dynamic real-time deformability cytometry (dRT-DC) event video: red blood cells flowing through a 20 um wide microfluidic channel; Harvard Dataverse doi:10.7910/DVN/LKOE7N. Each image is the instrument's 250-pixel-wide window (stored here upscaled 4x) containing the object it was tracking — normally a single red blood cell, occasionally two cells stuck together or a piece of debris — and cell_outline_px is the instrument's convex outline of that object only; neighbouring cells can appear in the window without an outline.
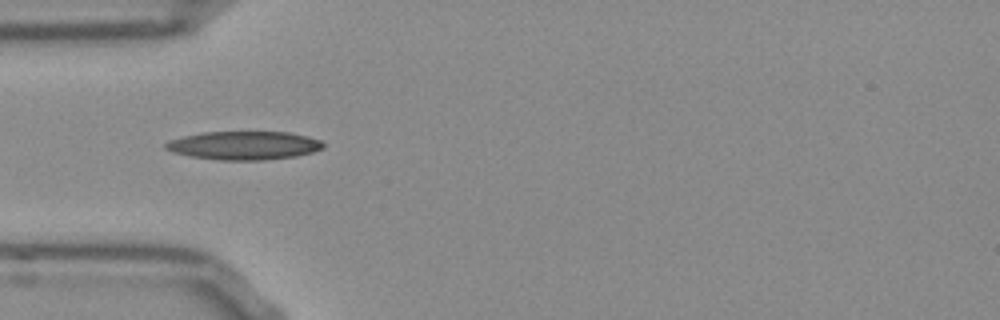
{"species": "Egyptian fruit bat (a non-hibernating species)", "species_latin": "Rousettus aegyptiacus", "temperature_condition": "room temperature", "stored_images_in_passage": 14, "camera_frame_rate_fps": 3000, "um_per_image_px": 0.085, "frame": {"image": 1, "passage_image": 5, "time_ms": 1.333, "image_size_px": [1000, 320], "cell_outline_px": [[324, 148], [312, 152], [296, 156], [264, 160], [220, 160], [192, 156], [172, 152], [164, 148], [164, 144], [168, 140], [184, 136], [204, 132], [288, 132], [308, 136], [320, 140], [324, 144]], "centroid_in_image_um": [20.74, 12.36], "position_along_channel_um": 64.3, "area_um2": 26.13}}
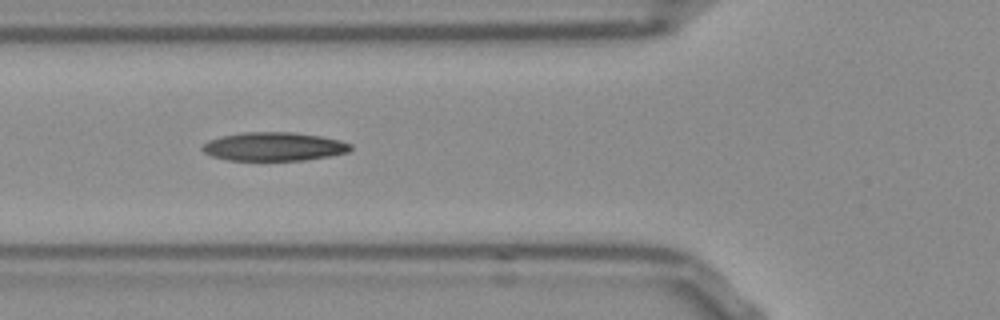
{"frame": {"image": 2, "passage_image": 8, "time_ms": 2.333, "image_size_px": [1000, 320], "cell_outline_px": [[352, 148], [348, 152], [332, 156], [304, 160], [228, 160], [212, 156], [204, 152], [200, 148], [208, 140], [220, 136], [244, 132], [292, 132], [320, 136], [340, 140], [352, 144]], "centroid_in_image_um": [23.29, 12.46], "position_along_channel_um": 102.5, "area_um2": 24.8}}